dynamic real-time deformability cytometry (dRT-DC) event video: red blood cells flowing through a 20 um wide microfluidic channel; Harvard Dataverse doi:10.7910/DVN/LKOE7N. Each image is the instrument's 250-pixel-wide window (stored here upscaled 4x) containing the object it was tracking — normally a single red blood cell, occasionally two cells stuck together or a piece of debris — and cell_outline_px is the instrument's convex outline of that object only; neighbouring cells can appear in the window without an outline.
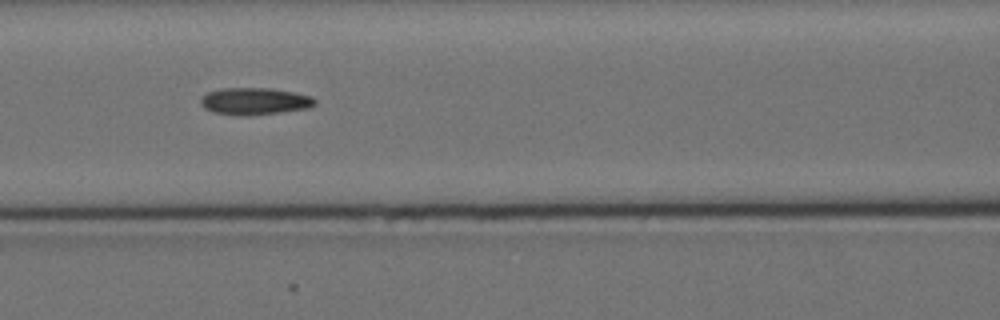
{"species": "Egyptian fruit bat (a non-hibernating species)", "species_latin": "Rousettus aegyptiacus", "temperature_condition": "cold", "stored_images_in_passage": 8, "camera_frame_rate_fps": 3000, "um_per_image_px": 0.085, "animal": {"sex": "female"}, "frame": {"image": 1, "passage_image": 7, "time_ms": 8.0, "image_size_px": [1000, 320], "cell_outline_px": [[316, 104], [308, 108], [280, 112], [248, 116], [240, 116], [212, 112], [204, 108], [200, 104], [200, 100], [208, 92], [224, 88], [268, 88], [292, 92], [312, 96], [316, 100]], "centroid_in_image_um": [21.64, 8.61], "position_along_channel_um": 145.0, "area_um2": 17.98}}
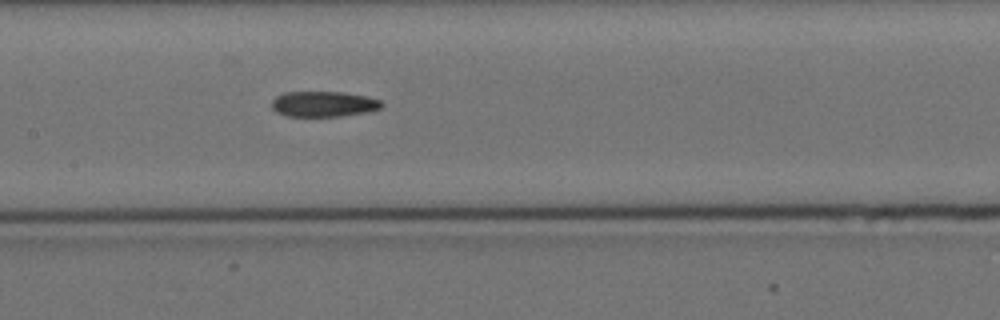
{"frame": {"image": 2, "passage_image": 8, "time_ms": 9.0, "image_size_px": [1000, 320], "cell_outline_px": [[384, 104], [380, 108], [368, 112], [340, 116], [284, 116], [276, 112], [272, 108], [272, 100], [276, 96], [284, 92], [344, 92], [364, 96], [380, 100]], "centroid_in_image_um": [27.48, 8.84], "position_along_channel_um": 179.9, "area_um2": 16.36}}